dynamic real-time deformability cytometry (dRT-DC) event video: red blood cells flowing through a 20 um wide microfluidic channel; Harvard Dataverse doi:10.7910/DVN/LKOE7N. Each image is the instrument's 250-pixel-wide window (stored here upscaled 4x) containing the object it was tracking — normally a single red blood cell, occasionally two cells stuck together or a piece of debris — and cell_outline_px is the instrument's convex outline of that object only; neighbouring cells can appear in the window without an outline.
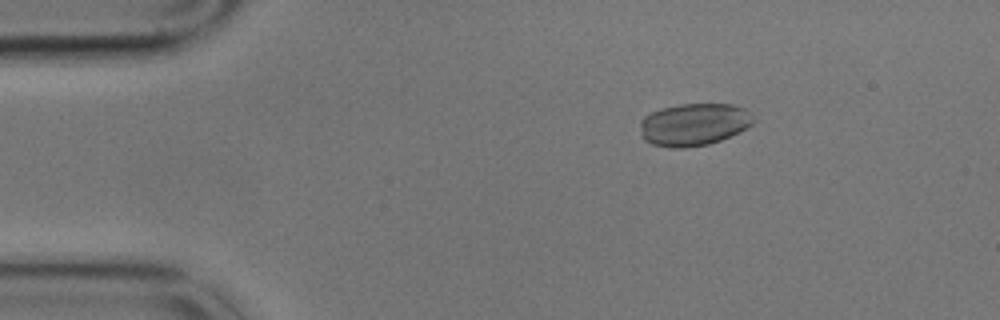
{"species": "common noctule bat (a hibernating species)", "species_latin": "Nyctalus noctula", "temperature_condition": "cold", "stored_images_in_passage": 52, "camera_frame_rate_fps": 3000, "um_per_image_px": 0.085, "animal": {"sex": "male", "body_mass_g": 17.9}, "frame": {"image": 1, "passage_image": 4, "time_ms": 1.0, "image_size_px": [1000, 320], "cell_outline_px": [[756, 120], [752, 124], [740, 132], [720, 140], [708, 144], [684, 148], [672, 148], [652, 144], [644, 140], [640, 136], [640, 120], [644, 116], [660, 108], [680, 104], [732, 104], [744, 108]], "centroid_in_image_um": [58.95, 10.58], "position_along_channel_um": 26.0, "area_um2": 28.21}}
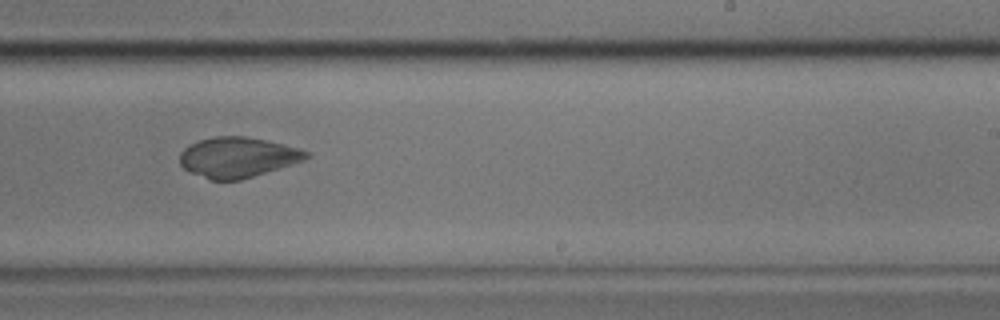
{"frame": {"image": 2, "passage_image": 30, "time_ms": 9.667, "image_size_px": [1000, 320], "cell_outline_px": [[312, 156], [304, 160], [292, 164], [240, 180], [212, 180], [188, 172], [180, 164], [180, 152], [184, 148], [200, 140], [216, 136], [248, 136], [312, 152]], "centroid_in_image_um": [20.2, 13.37], "position_along_channel_um": 268.8, "area_um2": 29.48}}
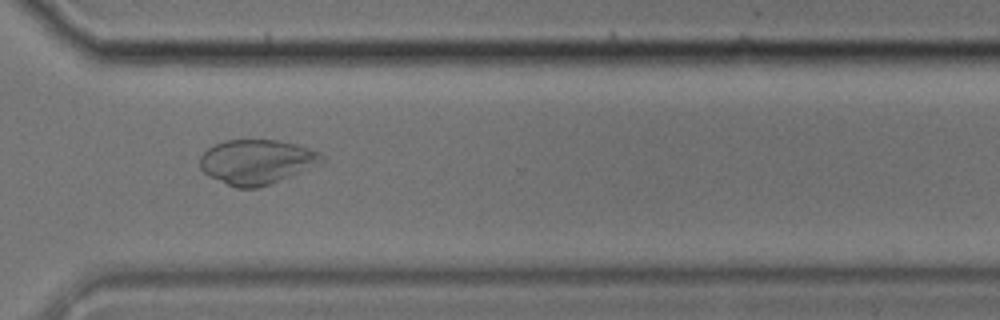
{"frame": {"image": 3, "passage_image": 37, "time_ms": 12.0, "image_size_px": [1000, 320], "cell_outline_px": [[324, 160], [288, 176], [268, 184], [256, 188], [236, 188], [208, 176], [200, 168], [200, 156], [208, 148], [216, 144], [228, 140], [276, 140], [296, 144], [320, 152], [324, 156]], "centroid_in_image_um": [21.76, 13.74], "position_along_channel_um": 348.8, "area_um2": 31.04}}